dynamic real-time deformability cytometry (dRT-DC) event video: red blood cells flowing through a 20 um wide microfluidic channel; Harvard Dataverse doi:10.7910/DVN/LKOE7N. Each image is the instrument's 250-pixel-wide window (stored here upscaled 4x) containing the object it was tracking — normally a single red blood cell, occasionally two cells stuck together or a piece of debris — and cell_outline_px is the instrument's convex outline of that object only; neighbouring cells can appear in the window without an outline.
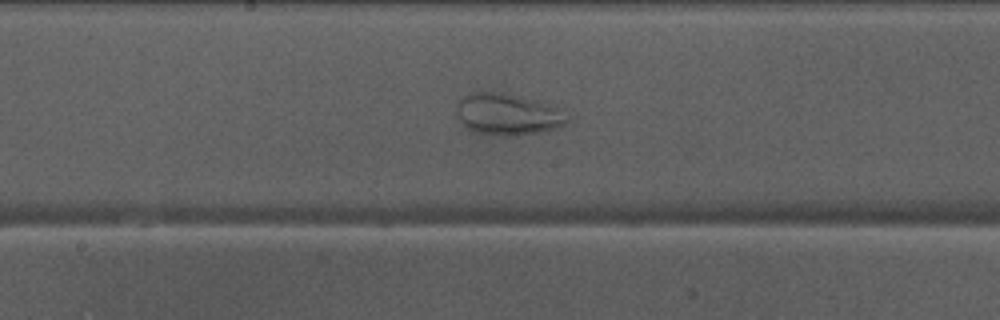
{"species": "Egyptian fruit bat (a non-hibernating species)", "species_latin": "Rousettus aegyptiacus", "temperature_condition": "warm", "stored_images_in_passage": 31, "camera_frame_rate_fps": 3000, "um_per_image_px": 0.085, "animal": {"sex": "male"}, "frame": {"image": 1, "passage_image": 17, "time_ms": 5.333, "image_size_px": [1000, 320], "cell_outline_px": [[572, 116], [564, 124], [540, 132], [504, 136], [468, 132], [464, 128], [456, 116], [456, 104], [468, 92], [484, 88], [504, 92], [540, 100]], "centroid_in_image_um": [43.05, 9.67], "position_along_channel_um": 205.2, "area_um2": 27.8}}